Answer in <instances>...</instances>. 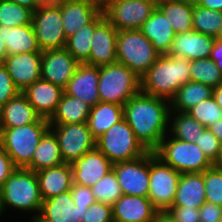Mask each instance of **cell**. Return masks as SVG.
<instances>
[{
	"label": "cell",
	"instance_id": "cell-1",
	"mask_svg": "<svg viewBox=\"0 0 222 222\" xmlns=\"http://www.w3.org/2000/svg\"><path fill=\"white\" fill-rule=\"evenodd\" d=\"M123 108L124 119L137 140L147 151L155 152L169 133L170 101L140 91Z\"/></svg>",
	"mask_w": 222,
	"mask_h": 222
},
{
	"label": "cell",
	"instance_id": "cell-2",
	"mask_svg": "<svg viewBox=\"0 0 222 222\" xmlns=\"http://www.w3.org/2000/svg\"><path fill=\"white\" fill-rule=\"evenodd\" d=\"M140 81L142 93L170 101L182 85L191 81L190 61L171 54L160 55Z\"/></svg>",
	"mask_w": 222,
	"mask_h": 222
},
{
	"label": "cell",
	"instance_id": "cell-3",
	"mask_svg": "<svg viewBox=\"0 0 222 222\" xmlns=\"http://www.w3.org/2000/svg\"><path fill=\"white\" fill-rule=\"evenodd\" d=\"M2 211L11 207L21 211L35 212L32 220L37 219L43 200L39 191L36 172L27 168H16L0 188Z\"/></svg>",
	"mask_w": 222,
	"mask_h": 222
},
{
	"label": "cell",
	"instance_id": "cell-4",
	"mask_svg": "<svg viewBox=\"0 0 222 222\" xmlns=\"http://www.w3.org/2000/svg\"><path fill=\"white\" fill-rule=\"evenodd\" d=\"M50 128L47 119L15 128H0V144L16 168H27L41 137Z\"/></svg>",
	"mask_w": 222,
	"mask_h": 222
},
{
	"label": "cell",
	"instance_id": "cell-5",
	"mask_svg": "<svg viewBox=\"0 0 222 222\" xmlns=\"http://www.w3.org/2000/svg\"><path fill=\"white\" fill-rule=\"evenodd\" d=\"M140 91V77L124 64L115 62L99 66L98 92L100 102L123 106Z\"/></svg>",
	"mask_w": 222,
	"mask_h": 222
},
{
	"label": "cell",
	"instance_id": "cell-6",
	"mask_svg": "<svg viewBox=\"0 0 222 222\" xmlns=\"http://www.w3.org/2000/svg\"><path fill=\"white\" fill-rule=\"evenodd\" d=\"M117 62L142 77L160 56L140 29L119 30L116 41Z\"/></svg>",
	"mask_w": 222,
	"mask_h": 222
},
{
	"label": "cell",
	"instance_id": "cell-7",
	"mask_svg": "<svg viewBox=\"0 0 222 222\" xmlns=\"http://www.w3.org/2000/svg\"><path fill=\"white\" fill-rule=\"evenodd\" d=\"M166 135L155 154L179 173L204 172L213 163L196 143Z\"/></svg>",
	"mask_w": 222,
	"mask_h": 222
},
{
	"label": "cell",
	"instance_id": "cell-8",
	"mask_svg": "<svg viewBox=\"0 0 222 222\" xmlns=\"http://www.w3.org/2000/svg\"><path fill=\"white\" fill-rule=\"evenodd\" d=\"M96 147L113 163L131 161L148 151L134 135L125 119L112 125L96 140Z\"/></svg>",
	"mask_w": 222,
	"mask_h": 222
},
{
	"label": "cell",
	"instance_id": "cell-9",
	"mask_svg": "<svg viewBox=\"0 0 222 222\" xmlns=\"http://www.w3.org/2000/svg\"><path fill=\"white\" fill-rule=\"evenodd\" d=\"M181 173L174 170L150 151V180L148 198L158 211L172 206Z\"/></svg>",
	"mask_w": 222,
	"mask_h": 222
},
{
	"label": "cell",
	"instance_id": "cell-10",
	"mask_svg": "<svg viewBox=\"0 0 222 222\" xmlns=\"http://www.w3.org/2000/svg\"><path fill=\"white\" fill-rule=\"evenodd\" d=\"M156 8V3L146 0H105L102 3L105 18L117 31L140 29Z\"/></svg>",
	"mask_w": 222,
	"mask_h": 222
},
{
	"label": "cell",
	"instance_id": "cell-11",
	"mask_svg": "<svg viewBox=\"0 0 222 222\" xmlns=\"http://www.w3.org/2000/svg\"><path fill=\"white\" fill-rule=\"evenodd\" d=\"M32 25L41 51L65 48L60 5L39 6L33 12Z\"/></svg>",
	"mask_w": 222,
	"mask_h": 222
},
{
	"label": "cell",
	"instance_id": "cell-12",
	"mask_svg": "<svg viewBox=\"0 0 222 222\" xmlns=\"http://www.w3.org/2000/svg\"><path fill=\"white\" fill-rule=\"evenodd\" d=\"M56 136L64 163L72 164L88 151L96 147V139L89 130L88 123L50 124Z\"/></svg>",
	"mask_w": 222,
	"mask_h": 222
},
{
	"label": "cell",
	"instance_id": "cell-13",
	"mask_svg": "<svg viewBox=\"0 0 222 222\" xmlns=\"http://www.w3.org/2000/svg\"><path fill=\"white\" fill-rule=\"evenodd\" d=\"M123 195L147 197L150 180V151L131 160L113 164Z\"/></svg>",
	"mask_w": 222,
	"mask_h": 222
},
{
	"label": "cell",
	"instance_id": "cell-14",
	"mask_svg": "<svg viewBox=\"0 0 222 222\" xmlns=\"http://www.w3.org/2000/svg\"><path fill=\"white\" fill-rule=\"evenodd\" d=\"M79 64L65 48L42 51L41 78L64 89Z\"/></svg>",
	"mask_w": 222,
	"mask_h": 222
},
{
	"label": "cell",
	"instance_id": "cell-15",
	"mask_svg": "<svg viewBox=\"0 0 222 222\" xmlns=\"http://www.w3.org/2000/svg\"><path fill=\"white\" fill-rule=\"evenodd\" d=\"M73 183L92 187L113 168V163L97 148L88 151L72 164Z\"/></svg>",
	"mask_w": 222,
	"mask_h": 222
},
{
	"label": "cell",
	"instance_id": "cell-16",
	"mask_svg": "<svg viewBox=\"0 0 222 222\" xmlns=\"http://www.w3.org/2000/svg\"><path fill=\"white\" fill-rule=\"evenodd\" d=\"M60 7L66 38L91 23L102 12L99 0H65Z\"/></svg>",
	"mask_w": 222,
	"mask_h": 222
},
{
	"label": "cell",
	"instance_id": "cell-17",
	"mask_svg": "<svg viewBox=\"0 0 222 222\" xmlns=\"http://www.w3.org/2000/svg\"><path fill=\"white\" fill-rule=\"evenodd\" d=\"M42 52L8 55L4 61L15 86L22 92L27 86L41 79Z\"/></svg>",
	"mask_w": 222,
	"mask_h": 222
},
{
	"label": "cell",
	"instance_id": "cell-18",
	"mask_svg": "<svg viewBox=\"0 0 222 222\" xmlns=\"http://www.w3.org/2000/svg\"><path fill=\"white\" fill-rule=\"evenodd\" d=\"M98 82L99 66L79 64L63 91L93 107L100 102Z\"/></svg>",
	"mask_w": 222,
	"mask_h": 222
},
{
	"label": "cell",
	"instance_id": "cell-19",
	"mask_svg": "<svg viewBox=\"0 0 222 222\" xmlns=\"http://www.w3.org/2000/svg\"><path fill=\"white\" fill-rule=\"evenodd\" d=\"M117 32L106 18L95 27L91 41L89 65L103 66L117 62Z\"/></svg>",
	"mask_w": 222,
	"mask_h": 222
},
{
	"label": "cell",
	"instance_id": "cell-20",
	"mask_svg": "<svg viewBox=\"0 0 222 222\" xmlns=\"http://www.w3.org/2000/svg\"><path fill=\"white\" fill-rule=\"evenodd\" d=\"M63 92L61 87L41 78L27 86L21 93L41 118L49 120L54 114Z\"/></svg>",
	"mask_w": 222,
	"mask_h": 222
},
{
	"label": "cell",
	"instance_id": "cell-21",
	"mask_svg": "<svg viewBox=\"0 0 222 222\" xmlns=\"http://www.w3.org/2000/svg\"><path fill=\"white\" fill-rule=\"evenodd\" d=\"M87 208L74 205L70 190L43 200L38 219L41 222H84Z\"/></svg>",
	"mask_w": 222,
	"mask_h": 222
},
{
	"label": "cell",
	"instance_id": "cell-22",
	"mask_svg": "<svg viewBox=\"0 0 222 222\" xmlns=\"http://www.w3.org/2000/svg\"><path fill=\"white\" fill-rule=\"evenodd\" d=\"M214 37L189 31L175 35L169 54L189 61L209 58L215 42Z\"/></svg>",
	"mask_w": 222,
	"mask_h": 222
},
{
	"label": "cell",
	"instance_id": "cell-23",
	"mask_svg": "<svg viewBox=\"0 0 222 222\" xmlns=\"http://www.w3.org/2000/svg\"><path fill=\"white\" fill-rule=\"evenodd\" d=\"M157 209L148 197L122 195L113 205L114 222H152Z\"/></svg>",
	"mask_w": 222,
	"mask_h": 222
},
{
	"label": "cell",
	"instance_id": "cell-24",
	"mask_svg": "<svg viewBox=\"0 0 222 222\" xmlns=\"http://www.w3.org/2000/svg\"><path fill=\"white\" fill-rule=\"evenodd\" d=\"M36 176L42 200L65 193L73 185L72 167L69 163L39 170Z\"/></svg>",
	"mask_w": 222,
	"mask_h": 222
},
{
	"label": "cell",
	"instance_id": "cell-25",
	"mask_svg": "<svg viewBox=\"0 0 222 222\" xmlns=\"http://www.w3.org/2000/svg\"><path fill=\"white\" fill-rule=\"evenodd\" d=\"M144 36L153 44L160 55L169 54L175 38L171 24L163 12L157 7L140 28Z\"/></svg>",
	"mask_w": 222,
	"mask_h": 222
},
{
	"label": "cell",
	"instance_id": "cell-26",
	"mask_svg": "<svg viewBox=\"0 0 222 222\" xmlns=\"http://www.w3.org/2000/svg\"><path fill=\"white\" fill-rule=\"evenodd\" d=\"M205 202L203 172L181 173L172 206L199 209Z\"/></svg>",
	"mask_w": 222,
	"mask_h": 222
},
{
	"label": "cell",
	"instance_id": "cell-27",
	"mask_svg": "<svg viewBox=\"0 0 222 222\" xmlns=\"http://www.w3.org/2000/svg\"><path fill=\"white\" fill-rule=\"evenodd\" d=\"M40 116L20 92L0 108V128H15L36 122Z\"/></svg>",
	"mask_w": 222,
	"mask_h": 222
},
{
	"label": "cell",
	"instance_id": "cell-28",
	"mask_svg": "<svg viewBox=\"0 0 222 222\" xmlns=\"http://www.w3.org/2000/svg\"><path fill=\"white\" fill-rule=\"evenodd\" d=\"M2 40L8 55L42 52L37 44L32 24L16 27L1 26Z\"/></svg>",
	"mask_w": 222,
	"mask_h": 222
},
{
	"label": "cell",
	"instance_id": "cell-29",
	"mask_svg": "<svg viewBox=\"0 0 222 222\" xmlns=\"http://www.w3.org/2000/svg\"><path fill=\"white\" fill-rule=\"evenodd\" d=\"M124 119V108L119 104L99 102L91 107L88 116V127L93 137L97 140L112 125Z\"/></svg>",
	"mask_w": 222,
	"mask_h": 222
},
{
	"label": "cell",
	"instance_id": "cell-30",
	"mask_svg": "<svg viewBox=\"0 0 222 222\" xmlns=\"http://www.w3.org/2000/svg\"><path fill=\"white\" fill-rule=\"evenodd\" d=\"M90 110L89 104L63 92L60 102L48 122L49 124L86 123Z\"/></svg>",
	"mask_w": 222,
	"mask_h": 222
},
{
	"label": "cell",
	"instance_id": "cell-31",
	"mask_svg": "<svg viewBox=\"0 0 222 222\" xmlns=\"http://www.w3.org/2000/svg\"><path fill=\"white\" fill-rule=\"evenodd\" d=\"M64 163L60 153L55 134L48 129L41 137L37 148L35 149L31 164L27 169L37 172L39 170L56 167Z\"/></svg>",
	"mask_w": 222,
	"mask_h": 222
},
{
	"label": "cell",
	"instance_id": "cell-32",
	"mask_svg": "<svg viewBox=\"0 0 222 222\" xmlns=\"http://www.w3.org/2000/svg\"><path fill=\"white\" fill-rule=\"evenodd\" d=\"M193 2L161 0L157 7L167 17L176 34L193 31Z\"/></svg>",
	"mask_w": 222,
	"mask_h": 222
},
{
	"label": "cell",
	"instance_id": "cell-33",
	"mask_svg": "<svg viewBox=\"0 0 222 222\" xmlns=\"http://www.w3.org/2000/svg\"><path fill=\"white\" fill-rule=\"evenodd\" d=\"M212 93L211 86L189 81L182 85L170 100L171 111L187 112L201 101L209 99Z\"/></svg>",
	"mask_w": 222,
	"mask_h": 222
},
{
	"label": "cell",
	"instance_id": "cell-34",
	"mask_svg": "<svg viewBox=\"0 0 222 222\" xmlns=\"http://www.w3.org/2000/svg\"><path fill=\"white\" fill-rule=\"evenodd\" d=\"M105 18L102 11L91 23L83 26L72 36L67 38L65 49L73 55L80 64L89 65L92 36L95 27Z\"/></svg>",
	"mask_w": 222,
	"mask_h": 222
},
{
	"label": "cell",
	"instance_id": "cell-35",
	"mask_svg": "<svg viewBox=\"0 0 222 222\" xmlns=\"http://www.w3.org/2000/svg\"><path fill=\"white\" fill-rule=\"evenodd\" d=\"M169 132L172 138L194 143L206 129L187 112L171 111L169 116Z\"/></svg>",
	"mask_w": 222,
	"mask_h": 222
},
{
	"label": "cell",
	"instance_id": "cell-36",
	"mask_svg": "<svg viewBox=\"0 0 222 222\" xmlns=\"http://www.w3.org/2000/svg\"><path fill=\"white\" fill-rule=\"evenodd\" d=\"M193 30L216 38L222 24V12L193 5Z\"/></svg>",
	"mask_w": 222,
	"mask_h": 222
},
{
	"label": "cell",
	"instance_id": "cell-37",
	"mask_svg": "<svg viewBox=\"0 0 222 222\" xmlns=\"http://www.w3.org/2000/svg\"><path fill=\"white\" fill-rule=\"evenodd\" d=\"M191 81L203 83L212 88L222 84V72L210 58L190 61Z\"/></svg>",
	"mask_w": 222,
	"mask_h": 222
},
{
	"label": "cell",
	"instance_id": "cell-38",
	"mask_svg": "<svg viewBox=\"0 0 222 222\" xmlns=\"http://www.w3.org/2000/svg\"><path fill=\"white\" fill-rule=\"evenodd\" d=\"M33 11L10 0H0V26L32 24Z\"/></svg>",
	"mask_w": 222,
	"mask_h": 222
},
{
	"label": "cell",
	"instance_id": "cell-39",
	"mask_svg": "<svg viewBox=\"0 0 222 222\" xmlns=\"http://www.w3.org/2000/svg\"><path fill=\"white\" fill-rule=\"evenodd\" d=\"M91 189L96 201L111 206L123 195L113 169L93 185Z\"/></svg>",
	"mask_w": 222,
	"mask_h": 222
},
{
	"label": "cell",
	"instance_id": "cell-40",
	"mask_svg": "<svg viewBox=\"0 0 222 222\" xmlns=\"http://www.w3.org/2000/svg\"><path fill=\"white\" fill-rule=\"evenodd\" d=\"M187 113L206 128L222 119V109L215 102L213 96L201 101L189 109Z\"/></svg>",
	"mask_w": 222,
	"mask_h": 222
},
{
	"label": "cell",
	"instance_id": "cell-41",
	"mask_svg": "<svg viewBox=\"0 0 222 222\" xmlns=\"http://www.w3.org/2000/svg\"><path fill=\"white\" fill-rule=\"evenodd\" d=\"M206 201L222 207V171L214 166L203 172Z\"/></svg>",
	"mask_w": 222,
	"mask_h": 222
},
{
	"label": "cell",
	"instance_id": "cell-42",
	"mask_svg": "<svg viewBox=\"0 0 222 222\" xmlns=\"http://www.w3.org/2000/svg\"><path fill=\"white\" fill-rule=\"evenodd\" d=\"M202 152L207 156V158L213 163L221 151V144L218 138L210 131L209 128H206L202 135L195 140V142Z\"/></svg>",
	"mask_w": 222,
	"mask_h": 222
},
{
	"label": "cell",
	"instance_id": "cell-43",
	"mask_svg": "<svg viewBox=\"0 0 222 222\" xmlns=\"http://www.w3.org/2000/svg\"><path fill=\"white\" fill-rule=\"evenodd\" d=\"M84 222H114L112 206L95 201L84 215Z\"/></svg>",
	"mask_w": 222,
	"mask_h": 222
},
{
	"label": "cell",
	"instance_id": "cell-44",
	"mask_svg": "<svg viewBox=\"0 0 222 222\" xmlns=\"http://www.w3.org/2000/svg\"><path fill=\"white\" fill-rule=\"evenodd\" d=\"M19 93L6 67L0 65V108Z\"/></svg>",
	"mask_w": 222,
	"mask_h": 222
},
{
	"label": "cell",
	"instance_id": "cell-45",
	"mask_svg": "<svg viewBox=\"0 0 222 222\" xmlns=\"http://www.w3.org/2000/svg\"><path fill=\"white\" fill-rule=\"evenodd\" d=\"M70 192L76 207L88 208L96 201L90 187L73 183Z\"/></svg>",
	"mask_w": 222,
	"mask_h": 222
},
{
	"label": "cell",
	"instance_id": "cell-46",
	"mask_svg": "<svg viewBox=\"0 0 222 222\" xmlns=\"http://www.w3.org/2000/svg\"><path fill=\"white\" fill-rule=\"evenodd\" d=\"M166 211L176 222H200L199 209L171 206Z\"/></svg>",
	"mask_w": 222,
	"mask_h": 222
},
{
	"label": "cell",
	"instance_id": "cell-47",
	"mask_svg": "<svg viewBox=\"0 0 222 222\" xmlns=\"http://www.w3.org/2000/svg\"><path fill=\"white\" fill-rule=\"evenodd\" d=\"M200 222H218L222 218V207L205 202L200 208Z\"/></svg>",
	"mask_w": 222,
	"mask_h": 222
},
{
	"label": "cell",
	"instance_id": "cell-48",
	"mask_svg": "<svg viewBox=\"0 0 222 222\" xmlns=\"http://www.w3.org/2000/svg\"><path fill=\"white\" fill-rule=\"evenodd\" d=\"M15 169L13 161L0 144V188Z\"/></svg>",
	"mask_w": 222,
	"mask_h": 222
},
{
	"label": "cell",
	"instance_id": "cell-49",
	"mask_svg": "<svg viewBox=\"0 0 222 222\" xmlns=\"http://www.w3.org/2000/svg\"><path fill=\"white\" fill-rule=\"evenodd\" d=\"M210 59H212L218 69L222 72V41L215 39L214 46L212 48Z\"/></svg>",
	"mask_w": 222,
	"mask_h": 222
},
{
	"label": "cell",
	"instance_id": "cell-50",
	"mask_svg": "<svg viewBox=\"0 0 222 222\" xmlns=\"http://www.w3.org/2000/svg\"><path fill=\"white\" fill-rule=\"evenodd\" d=\"M196 5L222 12V0H197Z\"/></svg>",
	"mask_w": 222,
	"mask_h": 222
},
{
	"label": "cell",
	"instance_id": "cell-51",
	"mask_svg": "<svg viewBox=\"0 0 222 222\" xmlns=\"http://www.w3.org/2000/svg\"><path fill=\"white\" fill-rule=\"evenodd\" d=\"M152 222H176L167 211H157Z\"/></svg>",
	"mask_w": 222,
	"mask_h": 222
},
{
	"label": "cell",
	"instance_id": "cell-52",
	"mask_svg": "<svg viewBox=\"0 0 222 222\" xmlns=\"http://www.w3.org/2000/svg\"><path fill=\"white\" fill-rule=\"evenodd\" d=\"M21 6H24L33 12L40 6L37 0H10Z\"/></svg>",
	"mask_w": 222,
	"mask_h": 222
},
{
	"label": "cell",
	"instance_id": "cell-53",
	"mask_svg": "<svg viewBox=\"0 0 222 222\" xmlns=\"http://www.w3.org/2000/svg\"><path fill=\"white\" fill-rule=\"evenodd\" d=\"M209 129L218 138L222 146V119L211 125Z\"/></svg>",
	"mask_w": 222,
	"mask_h": 222
},
{
	"label": "cell",
	"instance_id": "cell-54",
	"mask_svg": "<svg viewBox=\"0 0 222 222\" xmlns=\"http://www.w3.org/2000/svg\"><path fill=\"white\" fill-rule=\"evenodd\" d=\"M212 96L218 106L222 109V84L213 88Z\"/></svg>",
	"mask_w": 222,
	"mask_h": 222
},
{
	"label": "cell",
	"instance_id": "cell-55",
	"mask_svg": "<svg viewBox=\"0 0 222 222\" xmlns=\"http://www.w3.org/2000/svg\"><path fill=\"white\" fill-rule=\"evenodd\" d=\"M1 38H2V31L0 26V65H3L8 54L6 51V46Z\"/></svg>",
	"mask_w": 222,
	"mask_h": 222
},
{
	"label": "cell",
	"instance_id": "cell-56",
	"mask_svg": "<svg viewBox=\"0 0 222 222\" xmlns=\"http://www.w3.org/2000/svg\"><path fill=\"white\" fill-rule=\"evenodd\" d=\"M40 6L61 5L65 0H37Z\"/></svg>",
	"mask_w": 222,
	"mask_h": 222
},
{
	"label": "cell",
	"instance_id": "cell-57",
	"mask_svg": "<svg viewBox=\"0 0 222 222\" xmlns=\"http://www.w3.org/2000/svg\"><path fill=\"white\" fill-rule=\"evenodd\" d=\"M213 166L216 169L222 171V148L221 151L219 152L217 159L213 162Z\"/></svg>",
	"mask_w": 222,
	"mask_h": 222
},
{
	"label": "cell",
	"instance_id": "cell-58",
	"mask_svg": "<svg viewBox=\"0 0 222 222\" xmlns=\"http://www.w3.org/2000/svg\"><path fill=\"white\" fill-rule=\"evenodd\" d=\"M216 39H219V40L222 41V24H221V28H220V31H219V33H218Z\"/></svg>",
	"mask_w": 222,
	"mask_h": 222
},
{
	"label": "cell",
	"instance_id": "cell-59",
	"mask_svg": "<svg viewBox=\"0 0 222 222\" xmlns=\"http://www.w3.org/2000/svg\"><path fill=\"white\" fill-rule=\"evenodd\" d=\"M146 1L154 2V3L158 4L161 0H146Z\"/></svg>",
	"mask_w": 222,
	"mask_h": 222
},
{
	"label": "cell",
	"instance_id": "cell-60",
	"mask_svg": "<svg viewBox=\"0 0 222 222\" xmlns=\"http://www.w3.org/2000/svg\"><path fill=\"white\" fill-rule=\"evenodd\" d=\"M3 211H2V208H1V199H0V215H2Z\"/></svg>",
	"mask_w": 222,
	"mask_h": 222
},
{
	"label": "cell",
	"instance_id": "cell-61",
	"mask_svg": "<svg viewBox=\"0 0 222 222\" xmlns=\"http://www.w3.org/2000/svg\"><path fill=\"white\" fill-rule=\"evenodd\" d=\"M31 222H41V221L37 218V219L31 220Z\"/></svg>",
	"mask_w": 222,
	"mask_h": 222
},
{
	"label": "cell",
	"instance_id": "cell-62",
	"mask_svg": "<svg viewBox=\"0 0 222 222\" xmlns=\"http://www.w3.org/2000/svg\"><path fill=\"white\" fill-rule=\"evenodd\" d=\"M184 1H189V2L196 3L197 0H184Z\"/></svg>",
	"mask_w": 222,
	"mask_h": 222
}]
</instances>
